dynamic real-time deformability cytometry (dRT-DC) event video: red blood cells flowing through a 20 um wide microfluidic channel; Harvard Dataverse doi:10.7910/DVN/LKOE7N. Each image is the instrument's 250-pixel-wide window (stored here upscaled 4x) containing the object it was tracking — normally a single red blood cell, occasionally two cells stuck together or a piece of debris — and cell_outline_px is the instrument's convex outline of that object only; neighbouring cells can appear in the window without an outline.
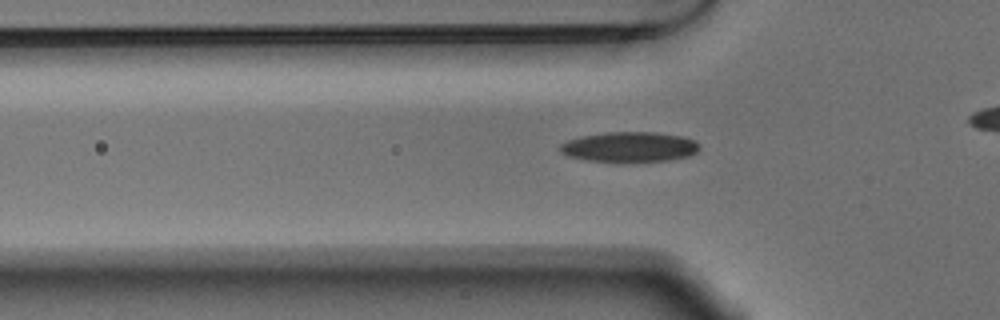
{"species": "Egyptian fruit bat (a non-hibernating species)", "species_latin": "Rousettus aegyptiacus", "temperature_condition": "warm", "stored_images_in_passage": 43, "camera_frame_rate_fps": 3000, "um_per_image_px": 0.085, "animal": {"sex": "male"}, "frame": {"image": 1, "passage_image": 17, "time_ms": 5.333, "image_size_px": [1000, 320], "cell_outline_px": [[700, 148], [696, 152], [688, 156], [668, 160], [616, 164], [588, 160], [568, 156], [560, 152], [560, 144], [568, 140], [580, 136], [604, 132], [656, 132], [680, 136], [696, 140], [700, 144]], "centroid_in_image_um": [53.49, 12.51], "position_along_channel_um": 72.3, "area_um2": 25.14}}
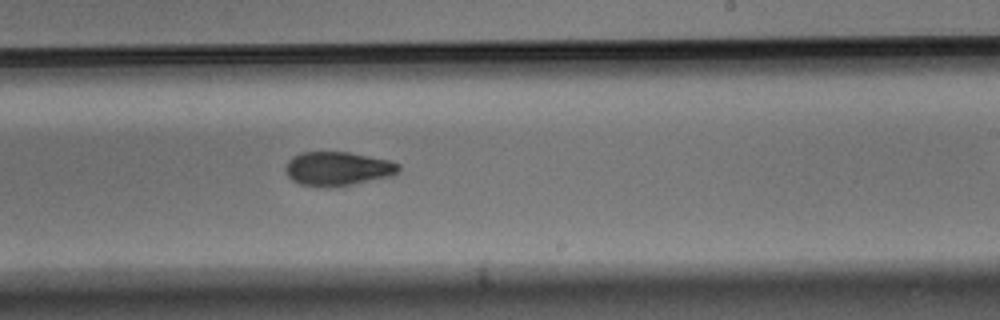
{"frame": {"image": 2, "passage_image": 32, "time_ms": 10.333, "image_size_px": [1000, 320], "cell_outline_px": [[400, 168], [392, 176], [332, 188], [324, 188], [300, 184], [292, 180], [284, 172], [284, 168], [288, 160], [292, 156], [300, 152], [348, 152], [388, 160], [400, 164]], "centroid_in_image_um": [28.65, 14.35], "position_along_channel_um": 260.4, "area_um2": 22.6}}
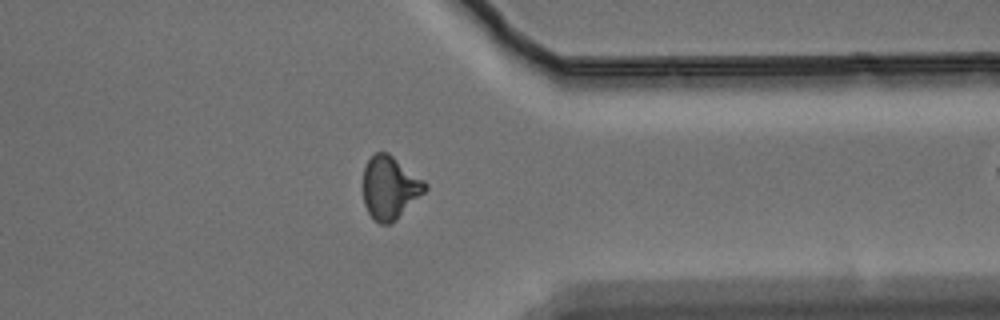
{"frame": {"image": 3, "passage_image": 42, "time_ms": 13.667, "image_size_px": [1000, 320], "cell_outline_px": [[428, 188], [396, 220], [388, 224], [380, 224], [368, 212], [364, 204], [364, 168], [368, 160], [376, 152], [388, 152], [424, 180], [428, 184]], "centroid_in_image_um": [33.15, 15.94], "position_along_channel_um": 378.3, "area_um2": 22.48}}